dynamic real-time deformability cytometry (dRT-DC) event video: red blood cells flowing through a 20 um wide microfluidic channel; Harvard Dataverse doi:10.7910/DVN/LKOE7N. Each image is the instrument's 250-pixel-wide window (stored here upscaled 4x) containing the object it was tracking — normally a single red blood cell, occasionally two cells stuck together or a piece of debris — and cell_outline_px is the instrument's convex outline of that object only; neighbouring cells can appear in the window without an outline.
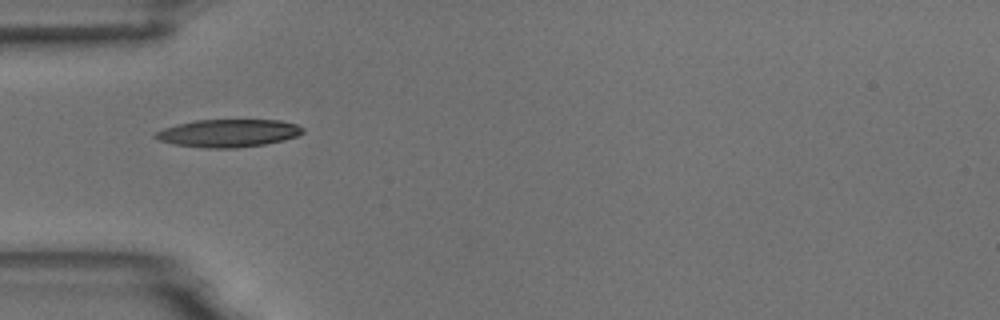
{"species": "common noctule bat (a hibernating species)", "species_latin": "Nyctalus noctula", "temperature_condition": "room temperature", "stored_images_in_passage": 13, "camera_frame_rate_fps": 3000, "um_per_image_px": 0.085, "animal": {"sex": "male", "body_mass_g": 18.8}, "frame": {"image": 1, "passage_image": 1, "time_ms": 0.0, "image_size_px": [1000, 320], "cell_outline_px": [[304, 132], [296, 136], [284, 140], [264, 144], [236, 148], [208, 148], [172, 144], [160, 140], [152, 136], [156, 132], [164, 128], [176, 124], [196, 120], [280, 120], [296, 124], [304, 128]], "centroid_in_image_um": [19.4, 11.31], "position_along_channel_um": 65.6, "area_um2": 23.81}}